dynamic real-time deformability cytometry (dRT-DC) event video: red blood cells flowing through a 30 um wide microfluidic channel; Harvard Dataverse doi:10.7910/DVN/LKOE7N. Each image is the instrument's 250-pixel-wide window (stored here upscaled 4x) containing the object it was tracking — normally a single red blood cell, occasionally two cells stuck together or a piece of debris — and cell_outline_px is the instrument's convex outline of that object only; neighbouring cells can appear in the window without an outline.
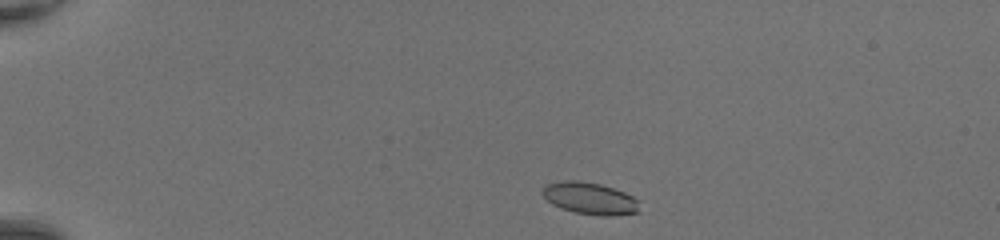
{"species": "common noctule bat (a hibernating species)", "species_latin": "Nyctalus noctula", "temperature_condition": "room temperature", "stored_images_in_passage": 40, "camera_frame_rate_fps": 3000, "um_per_image_px": 0.085, "animal": {"sex": "female", "body_mass_g": 20.0, "forearm_length_mm": 54.0}, "frame": {"image": 1, "passage_image": 2, "time_ms": 0.333, "image_size_px": [1000, 240], "cell_outline_px": [[640, 212], [612, 216], [600, 216], [576, 212], [560, 208], [552, 204], [540, 192], [548, 184], [560, 180], [576, 180], [600, 184], [624, 192], [632, 196], [636, 200]], "centroid_in_image_um": [50.13, 16.86], "position_along_channel_um": 34.9, "area_um2": 17.98}}
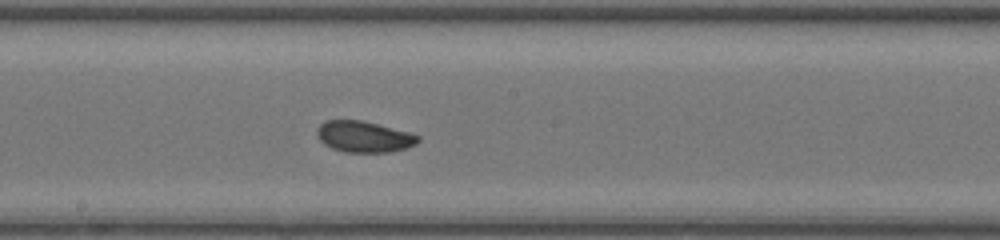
{"frame": {"image": 2, "passage_image": 20, "time_ms": 6.333, "image_size_px": [1000, 240], "cell_outline_px": [[420, 140], [416, 144], [404, 148], [388, 152], [344, 152], [332, 148], [324, 144], [320, 140], [316, 132], [316, 128], [324, 120], [364, 120], [408, 132], [420, 136]], "centroid_in_image_um": [30.91, 11.61], "position_along_channel_um": 217.3, "area_um2": 18.38}}
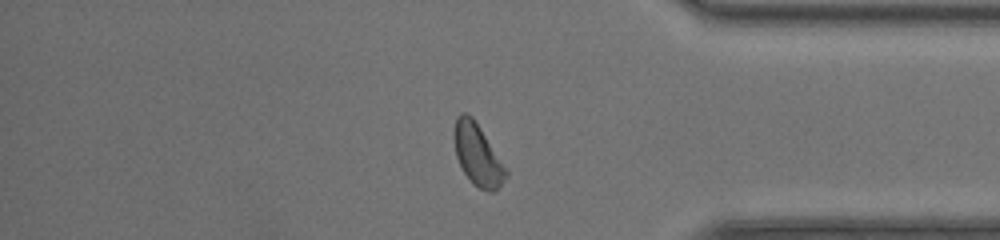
{"frame": {"image": 3, "passage_image": 33, "time_ms": 10.667, "image_size_px": [1000, 240], "cell_outline_px": [[508, 176], [492, 192], [488, 192], [472, 184], [464, 172], [456, 156], [452, 136], [452, 132], [456, 116], [460, 112], [464, 112], [472, 116], [480, 128], [508, 172]], "centroid_in_image_um": [40.54, 13.12], "position_along_channel_um": 394.7, "area_um2": 18.44}, "authors_computed_cell_mechanics": {"area_um2": 18.3804, "velocity_mm_per_s": 4.3838, "shape_relaxation_time_tau1_ms": 4.4373, "shape_relaxation_time_tau2_ms": 2.0236, "deformation_change_tau1": 0.1231, "deformation_change_tau2": 0.0711}}